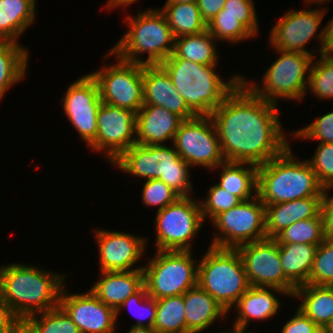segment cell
Wrapping results in <instances>:
<instances>
[{"label":"cell","mask_w":333,"mask_h":333,"mask_svg":"<svg viewBox=\"0 0 333 333\" xmlns=\"http://www.w3.org/2000/svg\"><path fill=\"white\" fill-rule=\"evenodd\" d=\"M167 145L134 144L126 150L112 166L118 167L125 174L132 177L160 179L180 197L193 195V185L190 181V165L178 152Z\"/></svg>","instance_id":"cell-6"},{"label":"cell","mask_w":333,"mask_h":333,"mask_svg":"<svg viewBox=\"0 0 333 333\" xmlns=\"http://www.w3.org/2000/svg\"><path fill=\"white\" fill-rule=\"evenodd\" d=\"M136 143V113L102 102L97 113L96 140L88 148L95 153L103 151L112 165Z\"/></svg>","instance_id":"cell-16"},{"label":"cell","mask_w":333,"mask_h":333,"mask_svg":"<svg viewBox=\"0 0 333 333\" xmlns=\"http://www.w3.org/2000/svg\"><path fill=\"white\" fill-rule=\"evenodd\" d=\"M226 0H198L197 6L199 8L201 18L208 24L218 12H220Z\"/></svg>","instance_id":"cell-48"},{"label":"cell","mask_w":333,"mask_h":333,"mask_svg":"<svg viewBox=\"0 0 333 333\" xmlns=\"http://www.w3.org/2000/svg\"><path fill=\"white\" fill-rule=\"evenodd\" d=\"M144 105H156L177 114L183 120L196 115L189 109L184 99L177 93L171 78L159 65H144L143 68Z\"/></svg>","instance_id":"cell-20"},{"label":"cell","mask_w":333,"mask_h":333,"mask_svg":"<svg viewBox=\"0 0 333 333\" xmlns=\"http://www.w3.org/2000/svg\"><path fill=\"white\" fill-rule=\"evenodd\" d=\"M327 11L325 7L312 9L311 6L306 10H288L270 29L269 46L281 51L306 53L313 57L320 55L324 37V28H320V24ZM314 38H318L320 44L317 46L320 49L307 50L306 45Z\"/></svg>","instance_id":"cell-14"},{"label":"cell","mask_w":333,"mask_h":333,"mask_svg":"<svg viewBox=\"0 0 333 333\" xmlns=\"http://www.w3.org/2000/svg\"><path fill=\"white\" fill-rule=\"evenodd\" d=\"M295 139L318 140V143H333V111L327 112L323 116H318L315 120L299 128L295 132L289 133V136Z\"/></svg>","instance_id":"cell-44"},{"label":"cell","mask_w":333,"mask_h":333,"mask_svg":"<svg viewBox=\"0 0 333 333\" xmlns=\"http://www.w3.org/2000/svg\"><path fill=\"white\" fill-rule=\"evenodd\" d=\"M36 0H0V38L18 43L35 22Z\"/></svg>","instance_id":"cell-26"},{"label":"cell","mask_w":333,"mask_h":333,"mask_svg":"<svg viewBox=\"0 0 333 333\" xmlns=\"http://www.w3.org/2000/svg\"><path fill=\"white\" fill-rule=\"evenodd\" d=\"M287 293L277 288L251 286L232 307L236 312L233 325L247 328L252 320H268L276 317L281 308L277 295Z\"/></svg>","instance_id":"cell-22"},{"label":"cell","mask_w":333,"mask_h":333,"mask_svg":"<svg viewBox=\"0 0 333 333\" xmlns=\"http://www.w3.org/2000/svg\"><path fill=\"white\" fill-rule=\"evenodd\" d=\"M198 285L230 313L251 287L237 249L209 246L199 259Z\"/></svg>","instance_id":"cell-7"},{"label":"cell","mask_w":333,"mask_h":333,"mask_svg":"<svg viewBox=\"0 0 333 333\" xmlns=\"http://www.w3.org/2000/svg\"><path fill=\"white\" fill-rule=\"evenodd\" d=\"M324 26L322 53L333 54V17Z\"/></svg>","instance_id":"cell-49"},{"label":"cell","mask_w":333,"mask_h":333,"mask_svg":"<svg viewBox=\"0 0 333 333\" xmlns=\"http://www.w3.org/2000/svg\"><path fill=\"white\" fill-rule=\"evenodd\" d=\"M29 49L21 42L0 43V101L13 85L25 78L29 62Z\"/></svg>","instance_id":"cell-29"},{"label":"cell","mask_w":333,"mask_h":333,"mask_svg":"<svg viewBox=\"0 0 333 333\" xmlns=\"http://www.w3.org/2000/svg\"><path fill=\"white\" fill-rule=\"evenodd\" d=\"M124 308H127L134 317L138 318L132 326L153 328L156 320V299L147 294L145 285L118 307L116 310V320L120 316L121 310L123 309L124 311Z\"/></svg>","instance_id":"cell-37"},{"label":"cell","mask_w":333,"mask_h":333,"mask_svg":"<svg viewBox=\"0 0 333 333\" xmlns=\"http://www.w3.org/2000/svg\"><path fill=\"white\" fill-rule=\"evenodd\" d=\"M291 146L257 171V196L265 204H277L310 196H322L324 187L307 160L294 157Z\"/></svg>","instance_id":"cell-4"},{"label":"cell","mask_w":333,"mask_h":333,"mask_svg":"<svg viewBox=\"0 0 333 333\" xmlns=\"http://www.w3.org/2000/svg\"><path fill=\"white\" fill-rule=\"evenodd\" d=\"M219 187L238 196L242 201L257 196L258 166L250 163L228 162L220 164Z\"/></svg>","instance_id":"cell-28"},{"label":"cell","mask_w":333,"mask_h":333,"mask_svg":"<svg viewBox=\"0 0 333 333\" xmlns=\"http://www.w3.org/2000/svg\"><path fill=\"white\" fill-rule=\"evenodd\" d=\"M307 161L319 183L324 188L333 187V143H318L314 155Z\"/></svg>","instance_id":"cell-42"},{"label":"cell","mask_w":333,"mask_h":333,"mask_svg":"<svg viewBox=\"0 0 333 333\" xmlns=\"http://www.w3.org/2000/svg\"><path fill=\"white\" fill-rule=\"evenodd\" d=\"M22 323L32 333H81L60 306L32 315Z\"/></svg>","instance_id":"cell-35"},{"label":"cell","mask_w":333,"mask_h":333,"mask_svg":"<svg viewBox=\"0 0 333 333\" xmlns=\"http://www.w3.org/2000/svg\"><path fill=\"white\" fill-rule=\"evenodd\" d=\"M328 1H333V0H304V3L307 4V6H311V5H316L317 7L320 5H323V3H327Z\"/></svg>","instance_id":"cell-53"},{"label":"cell","mask_w":333,"mask_h":333,"mask_svg":"<svg viewBox=\"0 0 333 333\" xmlns=\"http://www.w3.org/2000/svg\"><path fill=\"white\" fill-rule=\"evenodd\" d=\"M308 284L333 286V240L324 239L318 245Z\"/></svg>","instance_id":"cell-39"},{"label":"cell","mask_w":333,"mask_h":333,"mask_svg":"<svg viewBox=\"0 0 333 333\" xmlns=\"http://www.w3.org/2000/svg\"><path fill=\"white\" fill-rule=\"evenodd\" d=\"M318 245L279 244L284 275L296 286L308 284L309 274Z\"/></svg>","instance_id":"cell-30"},{"label":"cell","mask_w":333,"mask_h":333,"mask_svg":"<svg viewBox=\"0 0 333 333\" xmlns=\"http://www.w3.org/2000/svg\"><path fill=\"white\" fill-rule=\"evenodd\" d=\"M173 145L181 158L192 167L210 170L225 162L215 124L210 116L183 120Z\"/></svg>","instance_id":"cell-13"},{"label":"cell","mask_w":333,"mask_h":333,"mask_svg":"<svg viewBox=\"0 0 333 333\" xmlns=\"http://www.w3.org/2000/svg\"><path fill=\"white\" fill-rule=\"evenodd\" d=\"M198 0H166L165 3H195L197 4Z\"/></svg>","instance_id":"cell-56"},{"label":"cell","mask_w":333,"mask_h":333,"mask_svg":"<svg viewBox=\"0 0 333 333\" xmlns=\"http://www.w3.org/2000/svg\"><path fill=\"white\" fill-rule=\"evenodd\" d=\"M66 274L53 273L31 264L0 266V292L15 316L26 318L59 306Z\"/></svg>","instance_id":"cell-2"},{"label":"cell","mask_w":333,"mask_h":333,"mask_svg":"<svg viewBox=\"0 0 333 333\" xmlns=\"http://www.w3.org/2000/svg\"><path fill=\"white\" fill-rule=\"evenodd\" d=\"M231 330H225V332H217V333H254L252 331H246L247 328H244V327H238V326H235V325H231Z\"/></svg>","instance_id":"cell-52"},{"label":"cell","mask_w":333,"mask_h":333,"mask_svg":"<svg viewBox=\"0 0 333 333\" xmlns=\"http://www.w3.org/2000/svg\"><path fill=\"white\" fill-rule=\"evenodd\" d=\"M322 330L299 308L289 321L284 323L281 333H321Z\"/></svg>","instance_id":"cell-45"},{"label":"cell","mask_w":333,"mask_h":333,"mask_svg":"<svg viewBox=\"0 0 333 333\" xmlns=\"http://www.w3.org/2000/svg\"><path fill=\"white\" fill-rule=\"evenodd\" d=\"M216 39L208 31L196 35H185L175 38L173 54L200 65H217L218 50Z\"/></svg>","instance_id":"cell-31"},{"label":"cell","mask_w":333,"mask_h":333,"mask_svg":"<svg viewBox=\"0 0 333 333\" xmlns=\"http://www.w3.org/2000/svg\"><path fill=\"white\" fill-rule=\"evenodd\" d=\"M159 65L196 116H210L242 80L237 73L225 81L215 72L218 65H200L173 53Z\"/></svg>","instance_id":"cell-3"},{"label":"cell","mask_w":333,"mask_h":333,"mask_svg":"<svg viewBox=\"0 0 333 333\" xmlns=\"http://www.w3.org/2000/svg\"><path fill=\"white\" fill-rule=\"evenodd\" d=\"M253 287L277 288L293 297L296 286L284 275L279 244L274 238L246 243L236 248Z\"/></svg>","instance_id":"cell-15"},{"label":"cell","mask_w":333,"mask_h":333,"mask_svg":"<svg viewBox=\"0 0 333 333\" xmlns=\"http://www.w3.org/2000/svg\"><path fill=\"white\" fill-rule=\"evenodd\" d=\"M322 196L265 205L267 238H275L281 231L300 220L321 214Z\"/></svg>","instance_id":"cell-23"},{"label":"cell","mask_w":333,"mask_h":333,"mask_svg":"<svg viewBox=\"0 0 333 333\" xmlns=\"http://www.w3.org/2000/svg\"><path fill=\"white\" fill-rule=\"evenodd\" d=\"M217 229L210 246L232 248L267 238L265 204L258 196L221 212L212 221Z\"/></svg>","instance_id":"cell-12"},{"label":"cell","mask_w":333,"mask_h":333,"mask_svg":"<svg viewBox=\"0 0 333 333\" xmlns=\"http://www.w3.org/2000/svg\"><path fill=\"white\" fill-rule=\"evenodd\" d=\"M160 11L165 15L175 38L207 30V24L195 3H165Z\"/></svg>","instance_id":"cell-32"},{"label":"cell","mask_w":333,"mask_h":333,"mask_svg":"<svg viewBox=\"0 0 333 333\" xmlns=\"http://www.w3.org/2000/svg\"><path fill=\"white\" fill-rule=\"evenodd\" d=\"M95 241L98 243L100 271H133L143 270L140 262L147 246L143 236H136L121 231L93 229Z\"/></svg>","instance_id":"cell-18"},{"label":"cell","mask_w":333,"mask_h":333,"mask_svg":"<svg viewBox=\"0 0 333 333\" xmlns=\"http://www.w3.org/2000/svg\"><path fill=\"white\" fill-rule=\"evenodd\" d=\"M333 187H326L322 193L321 214L323 217L324 237L333 240V196H329V190Z\"/></svg>","instance_id":"cell-46"},{"label":"cell","mask_w":333,"mask_h":333,"mask_svg":"<svg viewBox=\"0 0 333 333\" xmlns=\"http://www.w3.org/2000/svg\"><path fill=\"white\" fill-rule=\"evenodd\" d=\"M277 106L259 98L241 80L210 115L225 161L260 166L290 146Z\"/></svg>","instance_id":"cell-1"},{"label":"cell","mask_w":333,"mask_h":333,"mask_svg":"<svg viewBox=\"0 0 333 333\" xmlns=\"http://www.w3.org/2000/svg\"><path fill=\"white\" fill-rule=\"evenodd\" d=\"M110 55L117 58L114 64L103 65L90 73L97 82L100 98L103 103L137 113L144 105V64L125 61L111 50L102 59Z\"/></svg>","instance_id":"cell-10"},{"label":"cell","mask_w":333,"mask_h":333,"mask_svg":"<svg viewBox=\"0 0 333 333\" xmlns=\"http://www.w3.org/2000/svg\"><path fill=\"white\" fill-rule=\"evenodd\" d=\"M253 0H226L223 9L216 15H231L237 17L254 36H258L259 21Z\"/></svg>","instance_id":"cell-43"},{"label":"cell","mask_w":333,"mask_h":333,"mask_svg":"<svg viewBox=\"0 0 333 333\" xmlns=\"http://www.w3.org/2000/svg\"><path fill=\"white\" fill-rule=\"evenodd\" d=\"M207 30L217 41L237 44L243 40L253 39L254 35L231 15H216L208 24Z\"/></svg>","instance_id":"cell-38"},{"label":"cell","mask_w":333,"mask_h":333,"mask_svg":"<svg viewBox=\"0 0 333 333\" xmlns=\"http://www.w3.org/2000/svg\"><path fill=\"white\" fill-rule=\"evenodd\" d=\"M240 202L242 200L238 196L215 183L208 189L206 198L199 201L203 220L206 221L208 217V220L212 221L218 214L235 207Z\"/></svg>","instance_id":"cell-40"},{"label":"cell","mask_w":333,"mask_h":333,"mask_svg":"<svg viewBox=\"0 0 333 333\" xmlns=\"http://www.w3.org/2000/svg\"><path fill=\"white\" fill-rule=\"evenodd\" d=\"M313 58L310 70L306 92L314 94L313 96L322 99L333 98V54L321 53L318 60Z\"/></svg>","instance_id":"cell-36"},{"label":"cell","mask_w":333,"mask_h":333,"mask_svg":"<svg viewBox=\"0 0 333 333\" xmlns=\"http://www.w3.org/2000/svg\"><path fill=\"white\" fill-rule=\"evenodd\" d=\"M186 333H200L229 314L210 294L199 285L183 294Z\"/></svg>","instance_id":"cell-25"},{"label":"cell","mask_w":333,"mask_h":333,"mask_svg":"<svg viewBox=\"0 0 333 333\" xmlns=\"http://www.w3.org/2000/svg\"><path fill=\"white\" fill-rule=\"evenodd\" d=\"M154 222L155 250L192 251V239L204 220L199 201L188 196L157 211Z\"/></svg>","instance_id":"cell-11"},{"label":"cell","mask_w":333,"mask_h":333,"mask_svg":"<svg viewBox=\"0 0 333 333\" xmlns=\"http://www.w3.org/2000/svg\"><path fill=\"white\" fill-rule=\"evenodd\" d=\"M61 105L73 128L89 147L97 136V113L102 103L96 80L90 73L72 82Z\"/></svg>","instance_id":"cell-17"},{"label":"cell","mask_w":333,"mask_h":333,"mask_svg":"<svg viewBox=\"0 0 333 333\" xmlns=\"http://www.w3.org/2000/svg\"><path fill=\"white\" fill-rule=\"evenodd\" d=\"M126 333H156V331L149 327L131 326Z\"/></svg>","instance_id":"cell-51"},{"label":"cell","mask_w":333,"mask_h":333,"mask_svg":"<svg viewBox=\"0 0 333 333\" xmlns=\"http://www.w3.org/2000/svg\"><path fill=\"white\" fill-rule=\"evenodd\" d=\"M141 192L142 204L144 203V205L149 207H158L157 211L174 203L180 197L160 179L146 180V182L143 183Z\"/></svg>","instance_id":"cell-41"},{"label":"cell","mask_w":333,"mask_h":333,"mask_svg":"<svg viewBox=\"0 0 333 333\" xmlns=\"http://www.w3.org/2000/svg\"><path fill=\"white\" fill-rule=\"evenodd\" d=\"M156 333H186L183 295L156 299Z\"/></svg>","instance_id":"cell-33"},{"label":"cell","mask_w":333,"mask_h":333,"mask_svg":"<svg viewBox=\"0 0 333 333\" xmlns=\"http://www.w3.org/2000/svg\"><path fill=\"white\" fill-rule=\"evenodd\" d=\"M292 298L301 300L298 308L321 330L333 318V286L304 284L296 288Z\"/></svg>","instance_id":"cell-27"},{"label":"cell","mask_w":333,"mask_h":333,"mask_svg":"<svg viewBox=\"0 0 333 333\" xmlns=\"http://www.w3.org/2000/svg\"><path fill=\"white\" fill-rule=\"evenodd\" d=\"M323 333H333V318L326 325V327L322 330Z\"/></svg>","instance_id":"cell-55"},{"label":"cell","mask_w":333,"mask_h":333,"mask_svg":"<svg viewBox=\"0 0 333 333\" xmlns=\"http://www.w3.org/2000/svg\"><path fill=\"white\" fill-rule=\"evenodd\" d=\"M21 323L0 292V333H13Z\"/></svg>","instance_id":"cell-47"},{"label":"cell","mask_w":333,"mask_h":333,"mask_svg":"<svg viewBox=\"0 0 333 333\" xmlns=\"http://www.w3.org/2000/svg\"><path fill=\"white\" fill-rule=\"evenodd\" d=\"M198 264L191 251L156 250L143 267L147 294L154 299L183 295L198 285Z\"/></svg>","instance_id":"cell-9"},{"label":"cell","mask_w":333,"mask_h":333,"mask_svg":"<svg viewBox=\"0 0 333 333\" xmlns=\"http://www.w3.org/2000/svg\"><path fill=\"white\" fill-rule=\"evenodd\" d=\"M64 285L59 306L81 333H116V311L100 301L90 290L72 293Z\"/></svg>","instance_id":"cell-19"},{"label":"cell","mask_w":333,"mask_h":333,"mask_svg":"<svg viewBox=\"0 0 333 333\" xmlns=\"http://www.w3.org/2000/svg\"><path fill=\"white\" fill-rule=\"evenodd\" d=\"M278 244L319 245L324 239L323 217L300 220L285 228L275 238Z\"/></svg>","instance_id":"cell-34"},{"label":"cell","mask_w":333,"mask_h":333,"mask_svg":"<svg viewBox=\"0 0 333 333\" xmlns=\"http://www.w3.org/2000/svg\"><path fill=\"white\" fill-rule=\"evenodd\" d=\"M101 277L89 289L115 311L144 285V271H101Z\"/></svg>","instance_id":"cell-24"},{"label":"cell","mask_w":333,"mask_h":333,"mask_svg":"<svg viewBox=\"0 0 333 333\" xmlns=\"http://www.w3.org/2000/svg\"><path fill=\"white\" fill-rule=\"evenodd\" d=\"M13 333H32L23 323H21Z\"/></svg>","instance_id":"cell-54"},{"label":"cell","mask_w":333,"mask_h":333,"mask_svg":"<svg viewBox=\"0 0 333 333\" xmlns=\"http://www.w3.org/2000/svg\"><path fill=\"white\" fill-rule=\"evenodd\" d=\"M108 3H106V6H103L105 8L113 9V8H119L122 7L123 9L126 8L127 6H130L133 3H136V1L139 0H107Z\"/></svg>","instance_id":"cell-50"},{"label":"cell","mask_w":333,"mask_h":333,"mask_svg":"<svg viewBox=\"0 0 333 333\" xmlns=\"http://www.w3.org/2000/svg\"><path fill=\"white\" fill-rule=\"evenodd\" d=\"M125 19L128 30L111 48L116 56L129 62L156 65L173 53L175 37L159 8L150 7ZM144 53H148L147 59L141 57Z\"/></svg>","instance_id":"cell-5"},{"label":"cell","mask_w":333,"mask_h":333,"mask_svg":"<svg viewBox=\"0 0 333 333\" xmlns=\"http://www.w3.org/2000/svg\"><path fill=\"white\" fill-rule=\"evenodd\" d=\"M183 119L161 106L143 105L136 113V141L141 145L173 143Z\"/></svg>","instance_id":"cell-21"},{"label":"cell","mask_w":333,"mask_h":333,"mask_svg":"<svg viewBox=\"0 0 333 333\" xmlns=\"http://www.w3.org/2000/svg\"><path fill=\"white\" fill-rule=\"evenodd\" d=\"M273 50L278 58L263 74L262 82L247 81L243 75L242 81L259 98L268 102L277 104L278 98L302 101L307 93L309 70L314 57L306 53Z\"/></svg>","instance_id":"cell-8"}]
</instances>
